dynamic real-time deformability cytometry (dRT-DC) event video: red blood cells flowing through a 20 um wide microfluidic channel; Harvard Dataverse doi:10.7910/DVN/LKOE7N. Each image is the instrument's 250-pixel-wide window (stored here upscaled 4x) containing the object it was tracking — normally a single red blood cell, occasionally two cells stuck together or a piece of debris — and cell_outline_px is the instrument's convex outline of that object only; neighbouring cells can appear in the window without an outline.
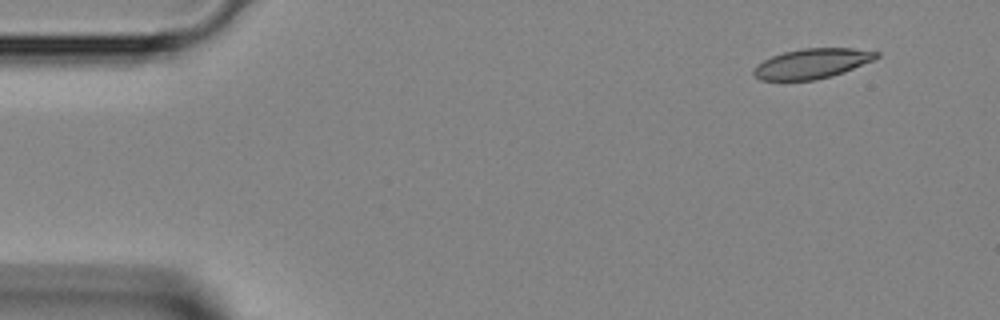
{"species": "Egyptian fruit bat (a non-hibernating species)", "species_latin": "Rousettus aegyptiacus", "temperature_condition": "room temperature", "stored_images_in_passage": 41, "camera_frame_rate_fps": 3000, "um_per_image_px": 0.085, "animal": {"sex": "female"}, "frame": {"image": 1, "passage_image": 1, "time_ms": 0.0, "image_size_px": [1000, 320], "cell_outline_px": [[880, 56], [872, 60], [844, 72], [832, 76], [816, 80], [760, 80], [752, 72], [756, 64], [772, 56], [784, 52], [804, 48], [852, 48], [880, 52]], "centroid_in_image_um": [69.02, 5.4], "position_along_channel_um": 16.0, "area_um2": 21.33}}
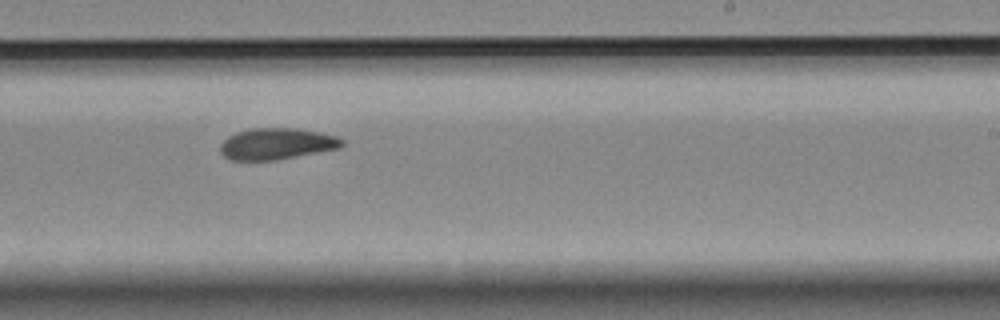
{"frame": {"image": 2, "passage_image": 24, "time_ms": 7.667, "image_size_px": [1000, 320], "cell_outline_px": [[344, 144], [340, 148], [276, 160], [232, 160], [224, 156], [220, 152], [220, 144], [228, 136], [236, 132], [252, 128], [296, 128], [320, 132], [336, 136], [344, 140]], "centroid_in_image_um": [23.52, 12.22], "position_along_channel_um": 265.5, "area_um2": 22.31}}
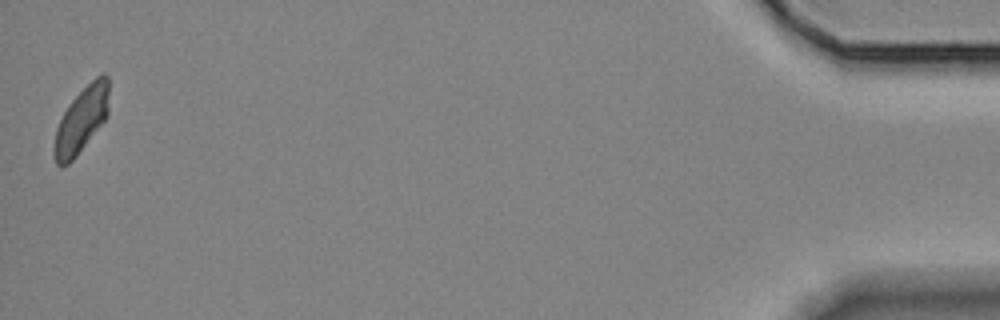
{"frame": {"image": 3, "passage_image": 41, "time_ms": 13.333, "image_size_px": [1000, 320], "cell_outline_px": [[108, 116], [76, 156], [68, 164], [60, 168], [56, 164], [52, 148], [56, 128], [68, 104], [96, 76], [104, 72], [108, 76]], "centroid_in_image_um": [6.9, 10.22], "position_along_channel_um": 428.3, "area_um2": 20.92}}